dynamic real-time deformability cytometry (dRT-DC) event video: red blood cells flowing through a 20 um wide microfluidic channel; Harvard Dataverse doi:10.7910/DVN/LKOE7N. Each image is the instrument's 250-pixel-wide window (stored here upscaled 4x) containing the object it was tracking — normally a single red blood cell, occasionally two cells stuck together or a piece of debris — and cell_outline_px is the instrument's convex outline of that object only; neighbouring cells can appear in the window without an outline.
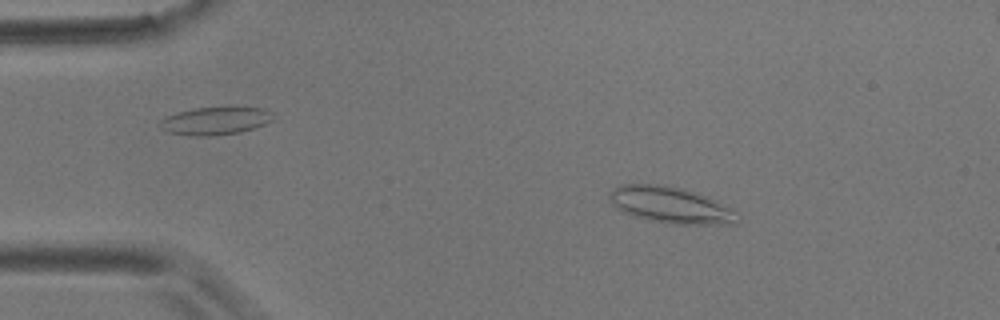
{"species": "common noctule bat (a hibernating species)", "species_latin": "Nyctalus noctula", "temperature_condition": "room temperature", "stored_images_in_passage": 5, "camera_frame_rate_fps": 3000, "um_per_image_px": 0.085, "animal": {"sex": "male", "body_mass_g": 17.9}, "frame": {"image": 1, "passage_image": 2, "time_ms": 1.333, "image_size_px": [1000, 320], "cell_outline_px": [[740, 220], [736, 224], [672, 224], [648, 220], [624, 212], [616, 208], [608, 200], [608, 192], [612, 188], [620, 184], [660, 184], [684, 188], [696, 192], [716, 200], [740, 212]], "centroid_in_image_um": [57.03, 17.42], "position_along_channel_um": 28.0, "area_um2": 27.69}}